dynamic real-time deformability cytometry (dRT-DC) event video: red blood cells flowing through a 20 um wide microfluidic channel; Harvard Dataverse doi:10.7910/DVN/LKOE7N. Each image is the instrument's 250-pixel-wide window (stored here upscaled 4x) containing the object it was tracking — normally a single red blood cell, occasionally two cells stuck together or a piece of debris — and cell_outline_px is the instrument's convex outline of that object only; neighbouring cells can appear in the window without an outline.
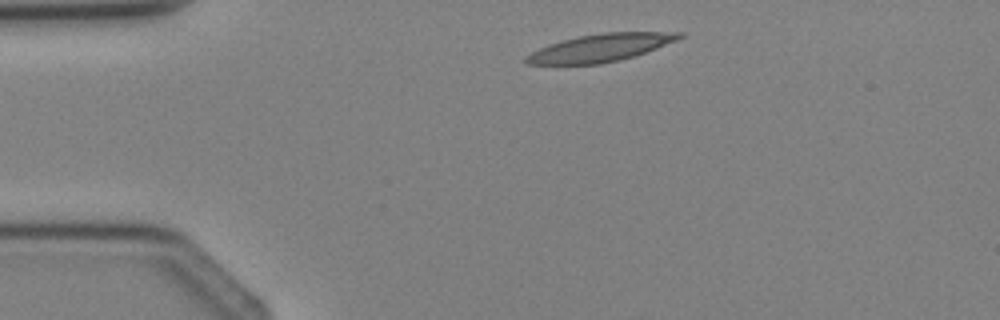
{"species": "Egyptian fruit bat (a non-hibernating species)", "species_latin": "Rousettus aegyptiacus", "temperature_condition": "cold", "stored_images_in_passage": 2, "camera_frame_rate_fps": 3000, "um_per_image_px": 0.085, "animal": {"sex": "female"}, "frame": {"image": 1, "passage_image": 1, "time_ms": 0.0, "image_size_px": [1000, 320], "cell_outline_px": [[684, 36], [676, 40], [644, 52], [632, 56], [600, 64], [528, 64], [524, 60], [524, 56], [548, 44], [560, 40], [580, 36], [604, 32], [684, 32]], "centroid_in_image_um": [50.99, 4.05], "position_along_channel_um": 34.0, "area_um2": 24.28}}